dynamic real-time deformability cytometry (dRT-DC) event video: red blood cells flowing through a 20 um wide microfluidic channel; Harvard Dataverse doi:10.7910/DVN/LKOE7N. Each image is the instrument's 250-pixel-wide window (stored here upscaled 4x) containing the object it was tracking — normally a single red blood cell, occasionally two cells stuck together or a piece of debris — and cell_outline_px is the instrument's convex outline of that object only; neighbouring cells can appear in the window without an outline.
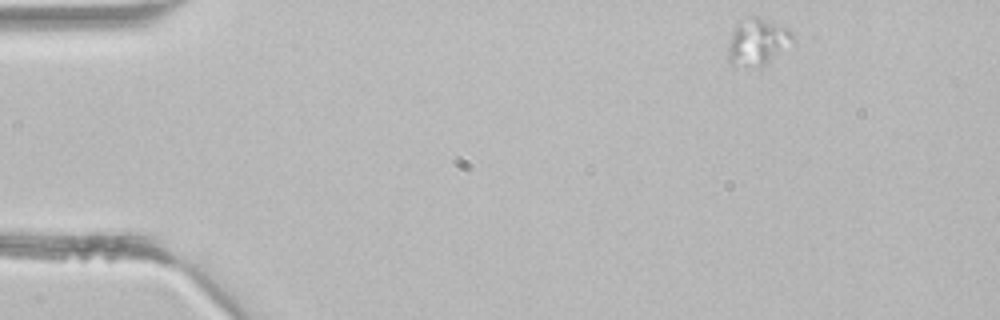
{"species": "common noctule bat (a hibernating species)", "species_latin": "Nyctalus noctula", "temperature_condition": "room temperature", "stored_images_in_passage": 4, "camera_frame_rate_fps": 3000, "um_per_image_px": 0.085, "animal": {"sex": "male", "body_mass_g": 21.5, "forearm_length_mm": 52.0}, "frame": {"image": 1, "passage_image": 1, "time_ms": 0.0, "image_size_px": [1000, 320], "cell_outline_px": [[796, 40], [764, 64], [728, 64], [728, 44], [732, 32], [736, 24], [752, 16], [756, 16], [788, 28], [792, 32]], "centroid_in_image_um": [64.39, 3.51], "position_along_channel_um": 20.6, "area_um2": 16.99}}
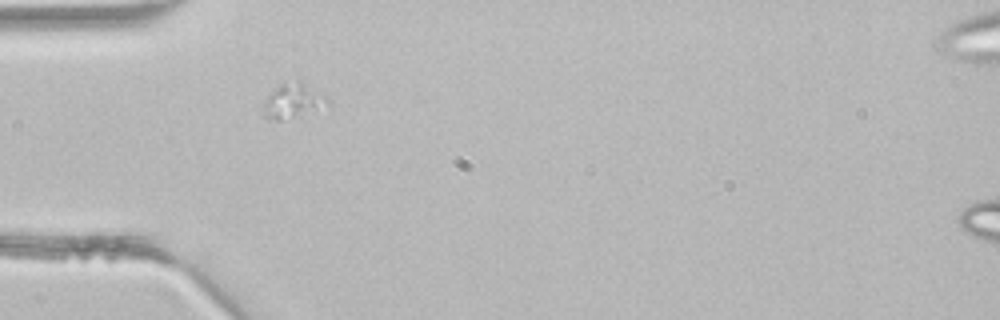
{"frame": {"image": 2, "passage_image": 3, "time_ms": 0.667, "image_size_px": [1000, 320], "cell_outline_px": [[328, 100], [292, 116], [280, 120], [276, 120], [264, 116], [264, 100], [284, 80], [296, 76], [300, 76], [324, 92]], "centroid_in_image_um": [24.86, 8.38], "position_along_channel_um": 60.1, "area_um2": 12.72}}